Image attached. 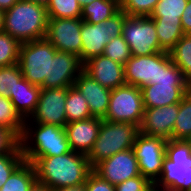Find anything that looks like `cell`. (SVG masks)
Masks as SVG:
<instances>
[{
  "instance_id": "obj_44",
  "label": "cell",
  "mask_w": 191,
  "mask_h": 191,
  "mask_svg": "<svg viewBox=\"0 0 191 191\" xmlns=\"http://www.w3.org/2000/svg\"><path fill=\"white\" fill-rule=\"evenodd\" d=\"M4 26V11L0 9V31H3Z\"/></svg>"
},
{
  "instance_id": "obj_41",
  "label": "cell",
  "mask_w": 191,
  "mask_h": 191,
  "mask_svg": "<svg viewBox=\"0 0 191 191\" xmlns=\"http://www.w3.org/2000/svg\"><path fill=\"white\" fill-rule=\"evenodd\" d=\"M19 0H0V9L5 11L10 9Z\"/></svg>"
},
{
  "instance_id": "obj_1",
  "label": "cell",
  "mask_w": 191,
  "mask_h": 191,
  "mask_svg": "<svg viewBox=\"0 0 191 191\" xmlns=\"http://www.w3.org/2000/svg\"><path fill=\"white\" fill-rule=\"evenodd\" d=\"M33 166L37 182L49 189L85 183L93 171L87 155L74 151L60 156L40 157Z\"/></svg>"
},
{
  "instance_id": "obj_29",
  "label": "cell",
  "mask_w": 191,
  "mask_h": 191,
  "mask_svg": "<svg viewBox=\"0 0 191 191\" xmlns=\"http://www.w3.org/2000/svg\"><path fill=\"white\" fill-rule=\"evenodd\" d=\"M21 42L10 34L0 31V67H8L18 63Z\"/></svg>"
},
{
  "instance_id": "obj_45",
  "label": "cell",
  "mask_w": 191,
  "mask_h": 191,
  "mask_svg": "<svg viewBox=\"0 0 191 191\" xmlns=\"http://www.w3.org/2000/svg\"><path fill=\"white\" fill-rule=\"evenodd\" d=\"M26 1L36 2V3L42 4L44 6H47V4L50 0H26Z\"/></svg>"
},
{
  "instance_id": "obj_27",
  "label": "cell",
  "mask_w": 191,
  "mask_h": 191,
  "mask_svg": "<svg viewBox=\"0 0 191 191\" xmlns=\"http://www.w3.org/2000/svg\"><path fill=\"white\" fill-rule=\"evenodd\" d=\"M24 125L25 120L16 111L9 97L0 96V126L12 130L20 138Z\"/></svg>"
},
{
  "instance_id": "obj_2",
  "label": "cell",
  "mask_w": 191,
  "mask_h": 191,
  "mask_svg": "<svg viewBox=\"0 0 191 191\" xmlns=\"http://www.w3.org/2000/svg\"><path fill=\"white\" fill-rule=\"evenodd\" d=\"M190 90V83L172 62L169 52H160L159 79L141 88L144 108L180 103Z\"/></svg>"
},
{
  "instance_id": "obj_14",
  "label": "cell",
  "mask_w": 191,
  "mask_h": 191,
  "mask_svg": "<svg viewBox=\"0 0 191 191\" xmlns=\"http://www.w3.org/2000/svg\"><path fill=\"white\" fill-rule=\"evenodd\" d=\"M93 171L112 185L141 175L135 153L132 148L112 155L97 164Z\"/></svg>"
},
{
  "instance_id": "obj_40",
  "label": "cell",
  "mask_w": 191,
  "mask_h": 191,
  "mask_svg": "<svg viewBox=\"0 0 191 191\" xmlns=\"http://www.w3.org/2000/svg\"><path fill=\"white\" fill-rule=\"evenodd\" d=\"M50 191H86V183H82L80 185H72L63 188H53Z\"/></svg>"
},
{
  "instance_id": "obj_23",
  "label": "cell",
  "mask_w": 191,
  "mask_h": 191,
  "mask_svg": "<svg viewBox=\"0 0 191 191\" xmlns=\"http://www.w3.org/2000/svg\"><path fill=\"white\" fill-rule=\"evenodd\" d=\"M37 182L33 164L23 161L9 176L0 191H29Z\"/></svg>"
},
{
  "instance_id": "obj_20",
  "label": "cell",
  "mask_w": 191,
  "mask_h": 191,
  "mask_svg": "<svg viewBox=\"0 0 191 191\" xmlns=\"http://www.w3.org/2000/svg\"><path fill=\"white\" fill-rule=\"evenodd\" d=\"M74 86L87 100L91 116L104 119L110 101L111 89L103 87L84 70L76 78Z\"/></svg>"
},
{
  "instance_id": "obj_28",
  "label": "cell",
  "mask_w": 191,
  "mask_h": 191,
  "mask_svg": "<svg viewBox=\"0 0 191 191\" xmlns=\"http://www.w3.org/2000/svg\"><path fill=\"white\" fill-rule=\"evenodd\" d=\"M191 135V90L179 103V112L173 128V140H186Z\"/></svg>"
},
{
  "instance_id": "obj_5",
  "label": "cell",
  "mask_w": 191,
  "mask_h": 191,
  "mask_svg": "<svg viewBox=\"0 0 191 191\" xmlns=\"http://www.w3.org/2000/svg\"><path fill=\"white\" fill-rule=\"evenodd\" d=\"M164 191H191V147L184 140H167L160 178L154 183Z\"/></svg>"
},
{
  "instance_id": "obj_39",
  "label": "cell",
  "mask_w": 191,
  "mask_h": 191,
  "mask_svg": "<svg viewBox=\"0 0 191 191\" xmlns=\"http://www.w3.org/2000/svg\"><path fill=\"white\" fill-rule=\"evenodd\" d=\"M180 19L184 34H191V0L187 1L186 7Z\"/></svg>"
},
{
  "instance_id": "obj_22",
  "label": "cell",
  "mask_w": 191,
  "mask_h": 191,
  "mask_svg": "<svg viewBox=\"0 0 191 191\" xmlns=\"http://www.w3.org/2000/svg\"><path fill=\"white\" fill-rule=\"evenodd\" d=\"M120 10V0H95L82 8L81 19L89 24H99Z\"/></svg>"
},
{
  "instance_id": "obj_25",
  "label": "cell",
  "mask_w": 191,
  "mask_h": 191,
  "mask_svg": "<svg viewBox=\"0 0 191 191\" xmlns=\"http://www.w3.org/2000/svg\"><path fill=\"white\" fill-rule=\"evenodd\" d=\"M65 112L67 123L92 118L87 100L75 86L67 87Z\"/></svg>"
},
{
  "instance_id": "obj_42",
  "label": "cell",
  "mask_w": 191,
  "mask_h": 191,
  "mask_svg": "<svg viewBox=\"0 0 191 191\" xmlns=\"http://www.w3.org/2000/svg\"><path fill=\"white\" fill-rule=\"evenodd\" d=\"M29 191H50V189H49L47 186L36 182V183L30 188Z\"/></svg>"
},
{
  "instance_id": "obj_34",
  "label": "cell",
  "mask_w": 191,
  "mask_h": 191,
  "mask_svg": "<svg viewBox=\"0 0 191 191\" xmlns=\"http://www.w3.org/2000/svg\"><path fill=\"white\" fill-rule=\"evenodd\" d=\"M159 0H120L121 10L128 16H150Z\"/></svg>"
},
{
  "instance_id": "obj_3",
  "label": "cell",
  "mask_w": 191,
  "mask_h": 191,
  "mask_svg": "<svg viewBox=\"0 0 191 191\" xmlns=\"http://www.w3.org/2000/svg\"><path fill=\"white\" fill-rule=\"evenodd\" d=\"M20 147L25 161L32 164L40 157L60 156L71 152L65 128L33 122H25Z\"/></svg>"
},
{
  "instance_id": "obj_11",
  "label": "cell",
  "mask_w": 191,
  "mask_h": 191,
  "mask_svg": "<svg viewBox=\"0 0 191 191\" xmlns=\"http://www.w3.org/2000/svg\"><path fill=\"white\" fill-rule=\"evenodd\" d=\"M167 140L161 137L146 136L141 132L135 138L133 151L142 176L153 184L160 178L163 160L166 156Z\"/></svg>"
},
{
  "instance_id": "obj_21",
  "label": "cell",
  "mask_w": 191,
  "mask_h": 191,
  "mask_svg": "<svg viewBox=\"0 0 191 191\" xmlns=\"http://www.w3.org/2000/svg\"><path fill=\"white\" fill-rule=\"evenodd\" d=\"M41 90L40 86L31 84L23 77L13 91H10L9 99L24 120L29 119L34 113Z\"/></svg>"
},
{
  "instance_id": "obj_8",
  "label": "cell",
  "mask_w": 191,
  "mask_h": 191,
  "mask_svg": "<svg viewBox=\"0 0 191 191\" xmlns=\"http://www.w3.org/2000/svg\"><path fill=\"white\" fill-rule=\"evenodd\" d=\"M127 15L120 10L114 16L99 24L82 22V49L79 58L84 64L89 59L103 55L105 45L112 39L122 35L124 20Z\"/></svg>"
},
{
  "instance_id": "obj_31",
  "label": "cell",
  "mask_w": 191,
  "mask_h": 191,
  "mask_svg": "<svg viewBox=\"0 0 191 191\" xmlns=\"http://www.w3.org/2000/svg\"><path fill=\"white\" fill-rule=\"evenodd\" d=\"M188 0H159L150 17L153 19H180Z\"/></svg>"
},
{
  "instance_id": "obj_17",
  "label": "cell",
  "mask_w": 191,
  "mask_h": 191,
  "mask_svg": "<svg viewBox=\"0 0 191 191\" xmlns=\"http://www.w3.org/2000/svg\"><path fill=\"white\" fill-rule=\"evenodd\" d=\"M127 85L142 88L154 84L160 76V52L151 55L132 56L124 65Z\"/></svg>"
},
{
  "instance_id": "obj_43",
  "label": "cell",
  "mask_w": 191,
  "mask_h": 191,
  "mask_svg": "<svg viewBox=\"0 0 191 191\" xmlns=\"http://www.w3.org/2000/svg\"><path fill=\"white\" fill-rule=\"evenodd\" d=\"M78 1L81 8H83L84 6L93 3L95 0H78Z\"/></svg>"
},
{
  "instance_id": "obj_12",
  "label": "cell",
  "mask_w": 191,
  "mask_h": 191,
  "mask_svg": "<svg viewBox=\"0 0 191 191\" xmlns=\"http://www.w3.org/2000/svg\"><path fill=\"white\" fill-rule=\"evenodd\" d=\"M81 18H49L45 38L57 49L79 56L82 49Z\"/></svg>"
},
{
  "instance_id": "obj_26",
  "label": "cell",
  "mask_w": 191,
  "mask_h": 191,
  "mask_svg": "<svg viewBox=\"0 0 191 191\" xmlns=\"http://www.w3.org/2000/svg\"><path fill=\"white\" fill-rule=\"evenodd\" d=\"M169 55L191 85V34H184L169 51Z\"/></svg>"
},
{
  "instance_id": "obj_7",
  "label": "cell",
  "mask_w": 191,
  "mask_h": 191,
  "mask_svg": "<svg viewBox=\"0 0 191 191\" xmlns=\"http://www.w3.org/2000/svg\"><path fill=\"white\" fill-rule=\"evenodd\" d=\"M56 51L46 38L22 43L18 64L23 77L40 87L44 81H50V60Z\"/></svg>"
},
{
  "instance_id": "obj_35",
  "label": "cell",
  "mask_w": 191,
  "mask_h": 191,
  "mask_svg": "<svg viewBox=\"0 0 191 191\" xmlns=\"http://www.w3.org/2000/svg\"><path fill=\"white\" fill-rule=\"evenodd\" d=\"M25 160L22 151L0 155V189L12 172Z\"/></svg>"
},
{
  "instance_id": "obj_36",
  "label": "cell",
  "mask_w": 191,
  "mask_h": 191,
  "mask_svg": "<svg viewBox=\"0 0 191 191\" xmlns=\"http://www.w3.org/2000/svg\"><path fill=\"white\" fill-rule=\"evenodd\" d=\"M21 151L20 138L10 129L0 126V155Z\"/></svg>"
},
{
  "instance_id": "obj_37",
  "label": "cell",
  "mask_w": 191,
  "mask_h": 191,
  "mask_svg": "<svg viewBox=\"0 0 191 191\" xmlns=\"http://www.w3.org/2000/svg\"><path fill=\"white\" fill-rule=\"evenodd\" d=\"M153 185L149 179L139 175L115 185V191H147Z\"/></svg>"
},
{
  "instance_id": "obj_10",
  "label": "cell",
  "mask_w": 191,
  "mask_h": 191,
  "mask_svg": "<svg viewBox=\"0 0 191 191\" xmlns=\"http://www.w3.org/2000/svg\"><path fill=\"white\" fill-rule=\"evenodd\" d=\"M122 36L130 47L132 56L164 52L160 47L153 18L126 16Z\"/></svg>"
},
{
  "instance_id": "obj_24",
  "label": "cell",
  "mask_w": 191,
  "mask_h": 191,
  "mask_svg": "<svg viewBox=\"0 0 191 191\" xmlns=\"http://www.w3.org/2000/svg\"><path fill=\"white\" fill-rule=\"evenodd\" d=\"M160 47L169 52L184 35L181 19H153Z\"/></svg>"
},
{
  "instance_id": "obj_4",
  "label": "cell",
  "mask_w": 191,
  "mask_h": 191,
  "mask_svg": "<svg viewBox=\"0 0 191 191\" xmlns=\"http://www.w3.org/2000/svg\"><path fill=\"white\" fill-rule=\"evenodd\" d=\"M48 19L46 6L19 0L4 11L3 31L21 43L42 39L46 36Z\"/></svg>"
},
{
  "instance_id": "obj_33",
  "label": "cell",
  "mask_w": 191,
  "mask_h": 191,
  "mask_svg": "<svg viewBox=\"0 0 191 191\" xmlns=\"http://www.w3.org/2000/svg\"><path fill=\"white\" fill-rule=\"evenodd\" d=\"M23 78L19 64L0 67V96L9 97L17 82Z\"/></svg>"
},
{
  "instance_id": "obj_32",
  "label": "cell",
  "mask_w": 191,
  "mask_h": 191,
  "mask_svg": "<svg viewBox=\"0 0 191 191\" xmlns=\"http://www.w3.org/2000/svg\"><path fill=\"white\" fill-rule=\"evenodd\" d=\"M103 55L122 65L132 57L130 47L122 35L112 38L105 45Z\"/></svg>"
},
{
  "instance_id": "obj_18",
  "label": "cell",
  "mask_w": 191,
  "mask_h": 191,
  "mask_svg": "<svg viewBox=\"0 0 191 191\" xmlns=\"http://www.w3.org/2000/svg\"><path fill=\"white\" fill-rule=\"evenodd\" d=\"M83 70L103 87L111 90L126 84L124 65L104 55L86 61Z\"/></svg>"
},
{
  "instance_id": "obj_46",
  "label": "cell",
  "mask_w": 191,
  "mask_h": 191,
  "mask_svg": "<svg viewBox=\"0 0 191 191\" xmlns=\"http://www.w3.org/2000/svg\"><path fill=\"white\" fill-rule=\"evenodd\" d=\"M147 191H164L160 188H158L155 184L151 186Z\"/></svg>"
},
{
  "instance_id": "obj_15",
  "label": "cell",
  "mask_w": 191,
  "mask_h": 191,
  "mask_svg": "<svg viewBox=\"0 0 191 191\" xmlns=\"http://www.w3.org/2000/svg\"><path fill=\"white\" fill-rule=\"evenodd\" d=\"M179 112V103L145 108L139 132L146 136L161 137L173 140V128Z\"/></svg>"
},
{
  "instance_id": "obj_6",
  "label": "cell",
  "mask_w": 191,
  "mask_h": 191,
  "mask_svg": "<svg viewBox=\"0 0 191 191\" xmlns=\"http://www.w3.org/2000/svg\"><path fill=\"white\" fill-rule=\"evenodd\" d=\"M138 133L139 127L134 124L111 122L103 119L98 137L87 155L90 166L94 168L112 155L133 148Z\"/></svg>"
},
{
  "instance_id": "obj_47",
  "label": "cell",
  "mask_w": 191,
  "mask_h": 191,
  "mask_svg": "<svg viewBox=\"0 0 191 191\" xmlns=\"http://www.w3.org/2000/svg\"><path fill=\"white\" fill-rule=\"evenodd\" d=\"M189 146L191 147V135L185 140Z\"/></svg>"
},
{
  "instance_id": "obj_30",
  "label": "cell",
  "mask_w": 191,
  "mask_h": 191,
  "mask_svg": "<svg viewBox=\"0 0 191 191\" xmlns=\"http://www.w3.org/2000/svg\"><path fill=\"white\" fill-rule=\"evenodd\" d=\"M48 18H81L78 0H50L46 6Z\"/></svg>"
},
{
  "instance_id": "obj_19",
  "label": "cell",
  "mask_w": 191,
  "mask_h": 191,
  "mask_svg": "<svg viewBox=\"0 0 191 191\" xmlns=\"http://www.w3.org/2000/svg\"><path fill=\"white\" fill-rule=\"evenodd\" d=\"M102 120L101 118L92 117L67 123L65 133L71 151L88 155L98 137Z\"/></svg>"
},
{
  "instance_id": "obj_13",
  "label": "cell",
  "mask_w": 191,
  "mask_h": 191,
  "mask_svg": "<svg viewBox=\"0 0 191 191\" xmlns=\"http://www.w3.org/2000/svg\"><path fill=\"white\" fill-rule=\"evenodd\" d=\"M67 87L42 89L34 113L25 122L51 124L65 128Z\"/></svg>"
},
{
  "instance_id": "obj_16",
  "label": "cell",
  "mask_w": 191,
  "mask_h": 191,
  "mask_svg": "<svg viewBox=\"0 0 191 191\" xmlns=\"http://www.w3.org/2000/svg\"><path fill=\"white\" fill-rule=\"evenodd\" d=\"M83 63L76 54L56 51L50 60V81H44L42 89L74 86L78 75L83 71Z\"/></svg>"
},
{
  "instance_id": "obj_38",
  "label": "cell",
  "mask_w": 191,
  "mask_h": 191,
  "mask_svg": "<svg viewBox=\"0 0 191 191\" xmlns=\"http://www.w3.org/2000/svg\"><path fill=\"white\" fill-rule=\"evenodd\" d=\"M86 191H115V185L102 179L98 174L92 171L86 180Z\"/></svg>"
},
{
  "instance_id": "obj_9",
  "label": "cell",
  "mask_w": 191,
  "mask_h": 191,
  "mask_svg": "<svg viewBox=\"0 0 191 191\" xmlns=\"http://www.w3.org/2000/svg\"><path fill=\"white\" fill-rule=\"evenodd\" d=\"M144 110L141 89L125 84L111 90L110 101L104 120L130 123L140 127Z\"/></svg>"
}]
</instances>
